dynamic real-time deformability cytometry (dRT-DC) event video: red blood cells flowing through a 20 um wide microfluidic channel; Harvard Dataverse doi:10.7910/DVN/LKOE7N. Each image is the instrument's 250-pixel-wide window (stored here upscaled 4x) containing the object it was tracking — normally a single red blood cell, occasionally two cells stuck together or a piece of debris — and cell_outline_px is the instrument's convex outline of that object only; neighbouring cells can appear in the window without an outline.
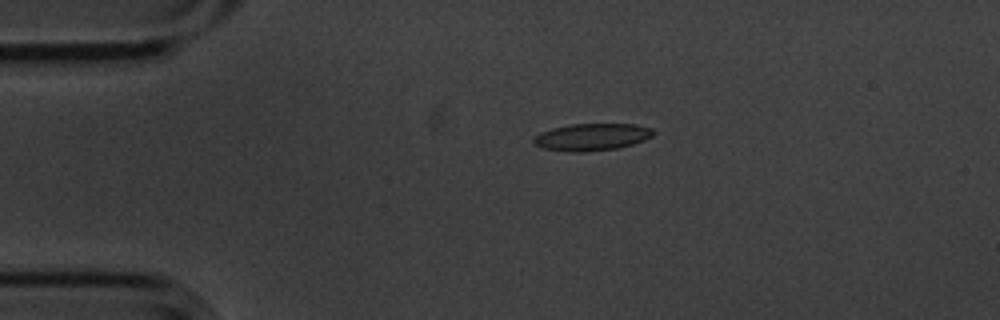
{"species": "common noctule bat (a hibernating species)", "species_latin": "Nyctalus noctula", "temperature_condition": "cold", "stored_images_in_passage": 3, "camera_frame_rate_fps": 3000, "um_per_image_px": 0.085, "animal": {"sex": "male", "body_mass_g": 20.1, "forearm_length_mm": 53.5}, "frame": {"image": 1, "passage_image": 2, "time_ms": 0.333, "image_size_px": [1000, 320], "cell_outline_px": [[656, 132], [652, 136], [644, 140], [632, 144], [616, 148], [584, 152], [572, 152], [544, 148], [536, 144], [532, 140], [540, 132], [552, 128], [572, 124], [636, 124], [652, 128]], "centroid_in_image_um": [50.34, 11.63], "position_along_channel_um": 34.7, "area_um2": 18.79}}